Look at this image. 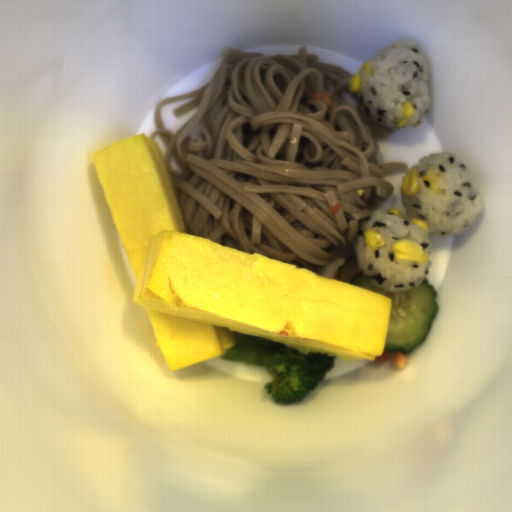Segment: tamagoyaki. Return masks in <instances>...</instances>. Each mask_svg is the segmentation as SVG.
<instances>
[{
	"label": "tamagoyaki",
	"instance_id": "1",
	"mask_svg": "<svg viewBox=\"0 0 512 512\" xmlns=\"http://www.w3.org/2000/svg\"><path fill=\"white\" fill-rule=\"evenodd\" d=\"M92 162L169 371L217 358L236 335L338 360L382 356L392 298L189 233L156 141L139 135Z\"/></svg>",
	"mask_w": 512,
	"mask_h": 512
}]
</instances>
